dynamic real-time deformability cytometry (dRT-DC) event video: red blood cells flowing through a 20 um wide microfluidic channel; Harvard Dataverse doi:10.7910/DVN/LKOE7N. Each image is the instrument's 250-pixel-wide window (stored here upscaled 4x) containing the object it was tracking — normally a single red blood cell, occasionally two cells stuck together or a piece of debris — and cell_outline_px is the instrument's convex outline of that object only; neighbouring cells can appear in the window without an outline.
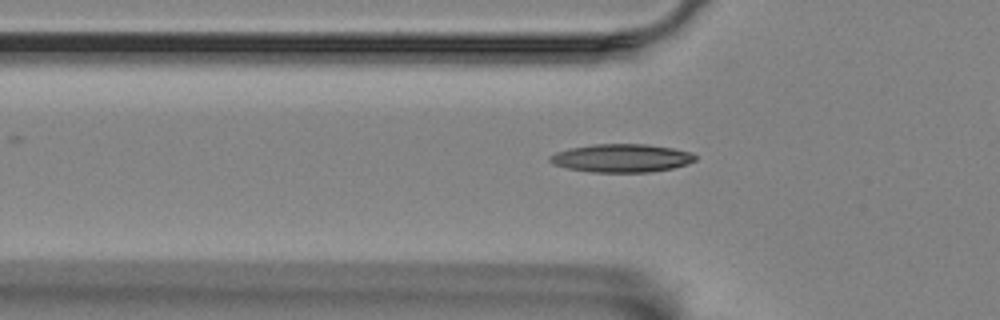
{"species": "Egyptian fruit bat (a non-hibernating species)", "species_latin": "Rousettus aegyptiacus", "temperature_condition": "room temperature", "stored_images_in_passage": 37, "camera_frame_rate_fps": 3000, "um_per_image_px": 0.085, "animal": {"sex": "female"}, "frame": {"image": 1, "passage_image": 6, "time_ms": 1.667, "image_size_px": [1000, 320], "cell_outline_px": [[696, 160], [688, 164], [672, 168], [652, 172], [592, 172], [568, 168], [552, 164], [548, 160], [548, 156], [556, 152], [568, 148], [592, 144], [644, 144], [672, 148], [692, 152], [696, 156]], "centroid_in_image_um": [52.81, 13.44], "position_along_channel_um": 73.0, "area_um2": 24.04}}
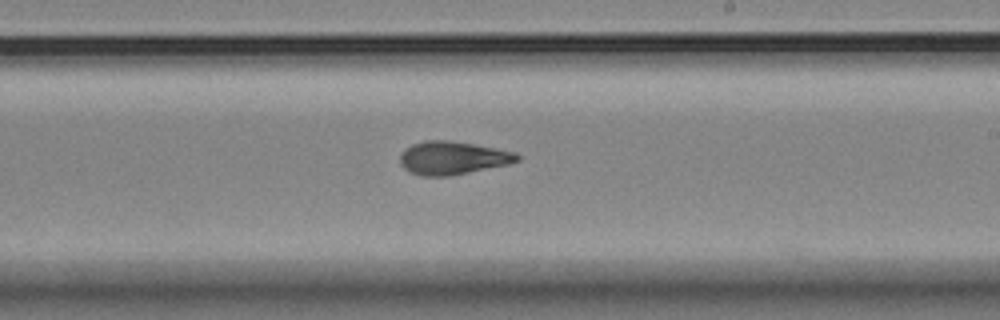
{"frame": {"image": 2, "passage_image": 21, "time_ms": 6.667, "image_size_px": [1000, 320], "cell_outline_px": [[520, 160], [508, 164], [448, 176], [424, 176], [412, 172], [404, 168], [400, 164], [400, 152], [404, 148], [412, 144], [424, 140], [448, 140], [496, 148], [516, 152], [520, 156]], "centroid_in_image_um": [38.45, 13.41], "position_along_channel_um": 250.5, "area_um2": 22.54}}
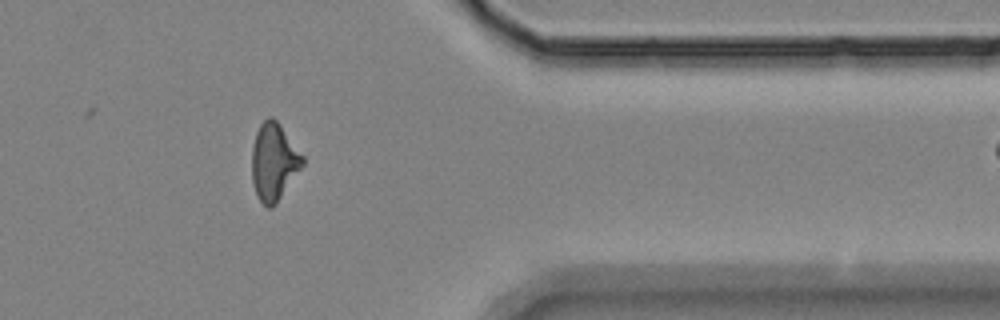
{"frame": {"image": 3, "passage_image": 34, "time_ms": 11.0, "image_size_px": [1000, 320], "cell_outline_px": [[304, 164], [276, 204], [272, 208], [268, 208], [260, 200], [256, 192], [252, 180], [252, 148], [256, 132], [260, 124], [268, 116], [272, 116], [280, 124], [304, 156]], "centroid_in_image_um": [23.28, 13.74], "position_along_channel_um": 388.1, "area_um2": 22.77}}